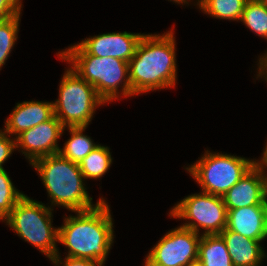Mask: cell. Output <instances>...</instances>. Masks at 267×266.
Masks as SVG:
<instances>
[{"label":"cell","instance_id":"obj_1","mask_svg":"<svg viewBox=\"0 0 267 266\" xmlns=\"http://www.w3.org/2000/svg\"><path fill=\"white\" fill-rule=\"evenodd\" d=\"M173 29L161 34H144L128 62L132 96L175 87L176 41Z\"/></svg>","mask_w":267,"mask_h":266},{"label":"cell","instance_id":"obj_2","mask_svg":"<svg viewBox=\"0 0 267 266\" xmlns=\"http://www.w3.org/2000/svg\"><path fill=\"white\" fill-rule=\"evenodd\" d=\"M67 216L59 228L58 243L68 249L67 257L91 259L105 264L114 242L113 218L104 199L98 206Z\"/></svg>","mask_w":267,"mask_h":266},{"label":"cell","instance_id":"obj_3","mask_svg":"<svg viewBox=\"0 0 267 266\" xmlns=\"http://www.w3.org/2000/svg\"><path fill=\"white\" fill-rule=\"evenodd\" d=\"M30 165L39 174L50 198L51 206H62L69 211H86L98 206L104 198L93 204L85 187V178L79 164L59 153L34 160Z\"/></svg>","mask_w":267,"mask_h":266},{"label":"cell","instance_id":"obj_4","mask_svg":"<svg viewBox=\"0 0 267 266\" xmlns=\"http://www.w3.org/2000/svg\"><path fill=\"white\" fill-rule=\"evenodd\" d=\"M57 56L69 63L74 72L91 84L106 104L119 100L122 96L132 97L128 62L113 57L89 55L78 43L58 52Z\"/></svg>","mask_w":267,"mask_h":266},{"label":"cell","instance_id":"obj_5","mask_svg":"<svg viewBox=\"0 0 267 266\" xmlns=\"http://www.w3.org/2000/svg\"><path fill=\"white\" fill-rule=\"evenodd\" d=\"M53 207L45 206L25 195L4 220L20 238L51 260L59 249V228L52 225Z\"/></svg>","mask_w":267,"mask_h":266},{"label":"cell","instance_id":"obj_6","mask_svg":"<svg viewBox=\"0 0 267 266\" xmlns=\"http://www.w3.org/2000/svg\"><path fill=\"white\" fill-rule=\"evenodd\" d=\"M59 96L53 102L54 115L66 127H88L96 108L105 102L95 88L70 67L59 84Z\"/></svg>","mask_w":267,"mask_h":266},{"label":"cell","instance_id":"obj_7","mask_svg":"<svg viewBox=\"0 0 267 266\" xmlns=\"http://www.w3.org/2000/svg\"><path fill=\"white\" fill-rule=\"evenodd\" d=\"M255 164V159L206 150L198 161L184 169L202 192L223 197Z\"/></svg>","mask_w":267,"mask_h":266},{"label":"cell","instance_id":"obj_8","mask_svg":"<svg viewBox=\"0 0 267 266\" xmlns=\"http://www.w3.org/2000/svg\"><path fill=\"white\" fill-rule=\"evenodd\" d=\"M227 208L222 196L204 192L191 194L174 205L169 216L186 220L181 227L202 235L220 234L227 224Z\"/></svg>","mask_w":267,"mask_h":266},{"label":"cell","instance_id":"obj_9","mask_svg":"<svg viewBox=\"0 0 267 266\" xmlns=\"http://www.w3.org/2000/svg\"><path fill=\"white\" fill-rule=\"evenodd\" d=\"M201 234L178 226L167 232L144 259L150 266H192L197 264Z\"/></svg>","mask_w":267,"mask_h":266},{"label":"cell","instance_id":"obj_10","mask_svg":"<svg viewBox=\"0 0 267 266\" xmlns=\"http://www.w3.org/2000/svg\"><path fill=\"white\" fill-rule=\"evenodd\" d=\"M66 129L54 115L48 121L40 123L33 128L23 131L16 139V149L24 154L31 164L34 160L58 154V140Z\"/></svg>","mask_w":267,"mask_h":266},{"label":"cell","instance_id":"obj_11","mask_svg":"<svg viewBox=\"0 0 267 266\" xmlns=\"http://www.w3.org/2000/svg\"><path fill=\"white\" fill-rule=\"evenodd\" d=\"M141 33L112 32L95 35L78 43L89 55L113 57L129 62L143 37Z\"/></svg>","mask_w":267,"mask_h":266},{"label":"cell","instance_id":"obj_12","mask_svg":"<svg viewBox=\"0 0 267 266\" xmlns=\"http://www.w3.org/2000/svg\"><path fill=\"white\" fill-rule=\"evenodd\" d=\"M267 196V180L261 168L255 164L243 177L223 196L228 210L247 206L265 204Z\"/></svg>","mask_w":267,"mask_h":266},{"label":"cell","instance_id":"obj_13","mask_svg":"<svg viewBox=\"0 0 267 266\" xmlns=\"http://www.w3.org/2000/svg\"><path fill=\"white\" fill-rule=\"evenodd\" d=\"M54 116L53 102L24 101L17 103L7 117L4 130L14 138L23 131L48 121Z\"/></svg>","mask_w":267,"mask_h":266},{"label":"cell","instance_id":"obj_14","mask_svg":"<svg viewBox=\"0 0 267 266\" xmlns=\"http://www.w3.org/2000/svg\"><path fill=\"white\" fill-rule=\"evenodd\" d=\"M226 228L262 242L267 238L264 204L228 210Z\"/></svg>","mask_w":267,"mask_h":266},{"label":"cell","instance_id":"obj_15","mask_svg":"<svg viewBox=\"0 0 267 266\" xmlns=\"http://www.w3.org/2000/svg\"><path fill=\"white\" fill-rule=\"evenodd\" d=\"M219 235L225 241L233 266H261L267 257L259 240L242 236L228 228Z\"/></svg>","mask_w":267,"mask_h":266},{"label":"cell","instance_id":"obj_16","mask_svg":"<svg viewBox=\"0 0 267 266\" xmlns=\"http://www.w3.org/2000/svg\"><path fill=\"white\" fill-rule=\"evenodd\" d=\"M197 264L199 266H233L225 241L219 234L201 236Z\"/></svg>","mask_w":267,"mask_h":266},{"label":"cell","instance_id":"obj_17","mask_svg":"<svg viewBox=\"0 0 267 266\" xmlns=\"http://www.w3.org/2000/svg\"><path fill=\"white\" fill-rule=\"evenodd\" d=\"M87 127H66L69 130L71 137L64 143L59 154L72 161L80 164V162L99 144L93 142L91 137L83 134Z\"/></svg>","mask_w":267,"mask_h":266},{"label":"cell","instance_id":"obj_18","mask_svg":"<svg viewBox=\"0 0 267 266\" xmlns=\"http://www.w3.org/2000/svg\"><path fill=\"white\" fill-rule=\"evenodd\" d=\"M203 13L216 19L240 21L247 0H196Z\"/></svg>","mask_w":267,"mask_h":266},{"label":"cell","instance_id":"obj_19","mask_svg":"<svg viewBox=\"0 0 267 266\" xmlns=\"http://www.w3.org/2000/svg\"><path fill=\"white\" fill-rule=\"evenodd\" d=\"M110 148L98 145L79 164L85 180L101 178L111 167L112 157Z\"/></svg>","mask_w":267,"mask_h":266},{"label":"cell","instance_id":"obj_20","mask_svg":"<svg viewBox=\"0 0 267 266\" xmlns=\"http://www.w3.org/2000/svg\"><path fill=\"white\" fill-rule=\"evenodd\" d=\"M256 35L267 40V6L258 0H247L240 19Z\"/></svg>","mask_w":267,"mask_h":266},{"label":"cell","instance_id":"obj_21","mask_svg":"<svg viewBox=\"0 0 267 266\" xmlns=\"http://www.w3.org/2000/svg\"><path fill=\"white\" fill-rule=\"evenodd\" d=\"M24 196L15 188L6 170L0 168V220L4 221Z\"/></svg>","mask_w":267,"mask_h":266},{"label":"cell","instance_id":"obj_22","mask_svg":"<svg viewBox=\"0 0 267 266\" xmlns=\"http://www.w3.org/2000/svg\"><path fill=\"white\" fill-rule=\"evenodd\" d=\"M21 13L0 21V70L5 65L17 39Z\"/></svg>","mask_w":267,"mask_h":266},{"label":"cell","instance_id":"obj_23","mask_svg":"<svg viewBox=\"0 0 267 266\" xmlns=\"http://www.w3.org/2000/svg\"><path fill=\"white\" fill-rule=\"evenodd\" d=\"M16 149V139L10 137V135L3 129H0V168H4V162L10 158L13 151Z\"/></svg>","mask_w":267,"mask_h":266},{"label":"cell","instance_id":"obj_24","mask_svg":"<svg viewBox=\"0 0 267 266\" xmlns=\"http://www.w3.org/2000/svg\"><path fill=\"white\" fill-rule=\"evenodd\" d=\"M50 261H52L55 266H104L103 263L91 259L72 258L66 256L62 260L59 251Z\"/></svg>","mask_w":267,"mask_h":266},{"label":"cell","instance_id":"obj_25","mask_svg":"<svg viewBox=\"0 0 267 266\" xmlns=\"http://www.w3.org/2000/svg\"><path fill=\"white\" fill-rule=\"evenodd\" d=\"M21 8L22 0H0V21L22 13Z\"/></svg>","mask_w":267,"mask_h":266},{"label":"cell","instance_id":"obj_26","mask_svg":"<svg viewBox=\"0 0 267 266\" xmlns=\"http://www.w3.org/2000/svg\"><path fill=\"white\" fill-rule=\"evenodd\" d=\"M266 53H264L263 55L260 56V58L258 59V74L257 77H267V51H265Z\"/></svg>","mask_w":267,"mask_h":266},{"label":"cell","instance_id":"obj_27","mask_svg":"<svg viewBox=\"0 0 267 266\" xmlns=\"http://www.w3.org/2000/svg\"><path fill=\"white\" fill-rule=\"evenodd\" d=\"M256 164L261 168V170L263 171V175L265 177V179L267 180V142H266V146L263 150V154L261 159L256 160ZM266 169V170H265Z\"/></svg>","mask_w":267,"mask_h":266},{"label":"cell","instance_id":"obj_28","mask_svg":"<svg viewBox=\"0 0 267 266\" xmlns=\"http://www.w3.org/2000/svg\"><path fill=\"white\" fill-rule=\"evenodd\" d=\"M170 1H171V2L173 1V2H175V3H177V4H182V5H183V4H184V5H185V4H188V5H189V3H190V2H189L190 0H170Z\"/></svg>","mask_w":267,"mask_h":266},{"label":"cell","instance_id":"obj_29","mask_svg":"<svg viewBox=\"0 0 267 266\" xmlns=\"http://www.w3.org/2000/svg\"><path fill=\"white\" fill-rule=\"evenodd\" d=\"M264 207H265L266 230H267V196H266V199H265V204H264Z\"/></svg>","mask_w":267,"mask_h":266},{"label":"cell","instance_id":"obj_30","mask_svg":"<svg viewBox=\"0 0 267 266\" xmlns=\"http://www.w3.org/2000/svg\"><path fill=\"white\" fill-rule=\"evenodd\" d=\"M258 1H260L261 3H263L267 6V0H258Z\"/></svg>","mask_w":267,"mask_h":266},{"label":"cell","instance_id":"obj_31","mask_svg":"<svg viewBox=\"0 0 267 266\" xmlns=\"http://www.w3.org/2000/svg\"><path fill=\"white\" fill-rule=\"evenodd\" d=\"M257 78H263L267 82V77H257Z\"/></svg>","mask_w":267,"mask_h":266},{"label":"cell","instance_id":"obj_32","mask_svg":"<svg viewBox=\"0 0 267 266\" xmlns=\"http://www.w3.org/2000/svg\"><path fill=\"white\" fill-rule=\"evenodd\" d=\"M144 264H145L144 266H150V265H149L148 263H146L145 261H144Z\"/></svg>","mask_w":267,"mask_h":266}]
</instances>
